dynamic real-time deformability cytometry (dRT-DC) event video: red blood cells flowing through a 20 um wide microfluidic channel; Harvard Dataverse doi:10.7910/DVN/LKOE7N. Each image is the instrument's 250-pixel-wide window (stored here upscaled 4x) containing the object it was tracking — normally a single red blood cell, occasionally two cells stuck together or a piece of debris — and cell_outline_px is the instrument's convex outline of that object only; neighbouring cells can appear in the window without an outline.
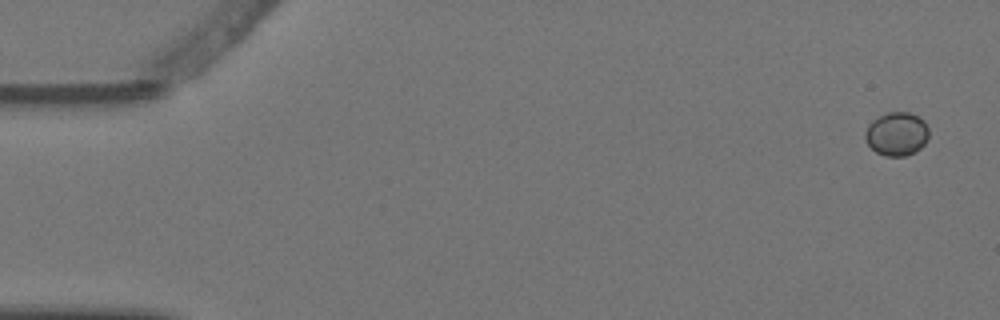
{"species": "Egyptian fruit bat (a non-hibernating species)", "species_latin": "Rousettus aegyptiacus", "temperature_condition": "warm", "stored_images_in_passage": 5, "camera_frame_rate_fps": 3000, "um_per_image_px": 0.085, "animal": {"sex": "female"}, "frame": {"image": 1, "passage_image": 1, "time_ms": 0.0, "image_size_px": [1000, 320], "cell_outline_px": [[928, 140], [920, 148], [904, 156], [884, 156], [876, 152], [868, 144], [864, 136], [864, 132], [868, 124], [872, 120], [888, 112], [908, 112], [920, 116], [924, 120], [928, 128]], "centroid_in_image_um": [76.22, 11.37], "position_along_channel_um": 8.8, "area_um2": 16.24}}